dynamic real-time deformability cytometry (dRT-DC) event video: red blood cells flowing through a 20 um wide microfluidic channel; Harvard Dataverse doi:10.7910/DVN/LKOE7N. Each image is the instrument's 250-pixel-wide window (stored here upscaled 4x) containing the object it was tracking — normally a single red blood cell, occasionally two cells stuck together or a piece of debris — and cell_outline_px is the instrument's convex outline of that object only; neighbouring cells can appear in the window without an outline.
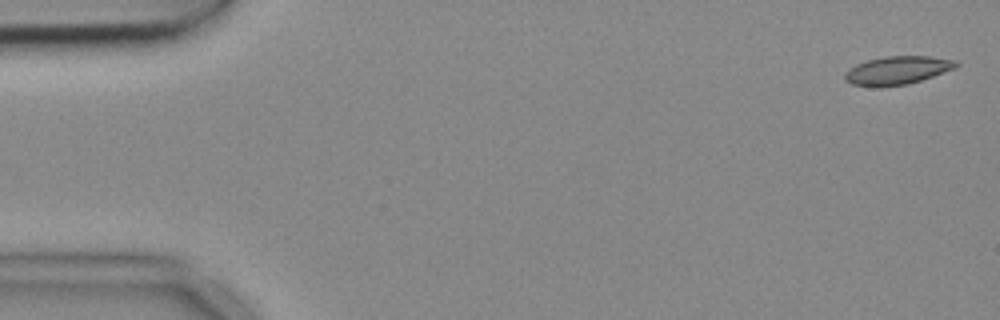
{"species": "common noctule bat (a hibernating species)", "species_latin": "Nyctalus noctula", "temperature_condition": "cold", "stored_images_in_passage": 5, "camera_frame_rate_fps": 3000, "um_per_image_px": 0.085, "animal": {"sex": "female", "body_mass_g": 18.4}, "frame": {"image": 1, "passage_image": 1, "time_ms": 0.0, "image_size_px": [1000, 320], "cell_outline_px": [[960, 64], [956, 68], [908, 84], [880, 88], [852, 84], [844, 80], [844, 72], [848, 68], [856, 64], [868, 60], [884, 56], [928, 56], [956, 60]], "centroid_in_image_um": [76.24, 5.99], "position_along_channel_um": 8.8, "area_um2": 18.55}}
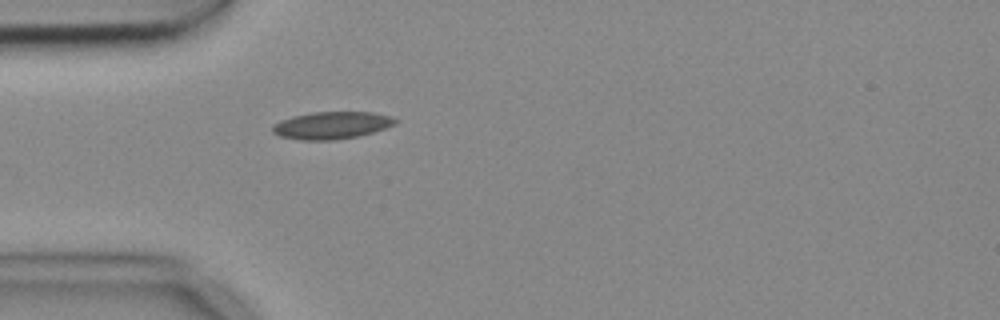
{"frame": {"image": 2, "passage_image": 5, "time_ms": 1.333, "image_size_px": [1000, 320], "cell_outline_px": [[400, 120], [396, 124], [372, 132], [356, 136], [332, 140], [300, 140], [280, 136], [272, 132], [272, 124], [280, 120], [292, 116], [312, 112], [372, 112], [392, 116]], "centroid_in_image_um": [28.18, 10.64], "position_along_channel_um": 56.8, "area_um2": 19.59}}